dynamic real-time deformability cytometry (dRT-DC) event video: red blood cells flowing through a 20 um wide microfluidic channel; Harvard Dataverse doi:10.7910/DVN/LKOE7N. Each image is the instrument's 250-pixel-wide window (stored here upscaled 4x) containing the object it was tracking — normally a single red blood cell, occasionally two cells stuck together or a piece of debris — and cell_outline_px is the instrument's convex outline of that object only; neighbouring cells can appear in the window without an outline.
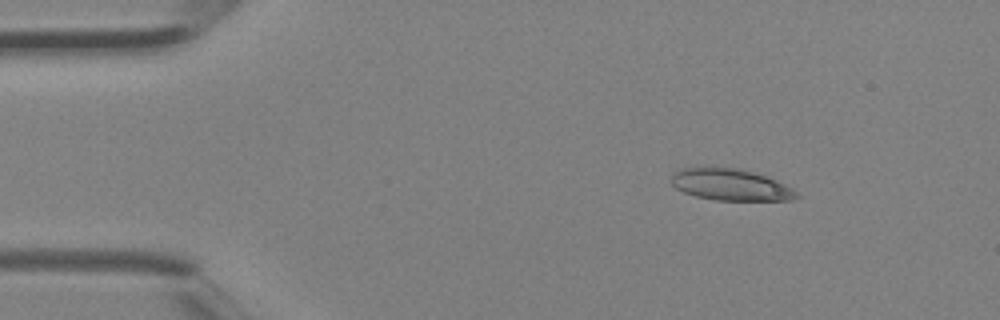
{"species": "Egyptian fruit bat (a non-hibernating species)", "species_latin": "Rousettus aegyptiacus", "temperature_condition": "room temperature", "stored_images_in_passage": 2, "camera_frame_rate_fps": 3000, "um_per_image_px": 0.085, "animal": {"sex": "female"}, "frame": {"image": 1, "passage_image": 1, "time_ms": 0.0, "image_size_px": [1000, 320], "cell_outline_px": [[800, 196], [792, 200], [716, 200], [696, 196], [684, 192], [676, 188], [672, 184], [672, 176], [676, 168], [712, 164], [740, 168], [776, 180], [792, 188]], "centroid_in_image_um": [62.02, 15.65], "position_along_channel_um": 23.0, "area_um2": 23.7}}